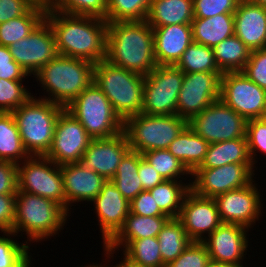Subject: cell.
Listing matches in <instances>:
<instances>
[{
  "mask_svg": "<svg viewBox=\"0 0 266 267\" xmlns=\"http://www.w3.org/2000/svg\"><path fill=\"white\" fill-rule=\"evenodd\" d=\"M45 19L55 35L59 55L96 64L106 59V20L55 11L47 6Z\"/></svg>",
  "mask_w": 266,
  "mask_h": 267,
  "instance_id": "obj_1",
  "label": "cell"
},
{
  "mask_svg": "<svg viewBox=\"0 0 266 267\" xmlns=\"http://www.w3.org/2000/svg\"><path fill=\"white\" fill-rule=\"evenodd\" d=\"M106 60L126 70L148 75L157 66L153 28L146 20L108 22Z\"/></svg>",
  "mask_w": 266,
  "mask_h": 267,
  "instance_id": "obj_2",
  "label": "cell"
},
{
  "mask_svg": "<svg viewBox=\"0 0 266 267\" xmlns=\"http://www.w3.org/2000/svg\"><path fill=\"white\" fill-rule=\"evenodd\" d=\"M32 77L37 83L39 81L38 85L43 88L40 90L47 95L43 94L38 98L66 108L93 83L94 64L84 59L58 54Z\"/></svg>",
  "mask_w": 266,
  "mask_h": 267,
  "instance_id": "obj_3",
  "label": "cell"
},
{
  "mask_svg": "<svg viewBox=\"0 0 266 267\" xmlns=\"http://www.w3.org/2000/svg\"><path fill=\"white\" fill-rule=\"evenodd\" d=\"M70 216L61 205L50 199L17 191L12 232L18 237L25 234L27 240L23 241L28 245L42 243L63 231Z\"/></svg>",
  "mask_w": 266,
  "mask_h": 267,
  "instance_id": "obj_4",
  "label": "cell"
},
{
  "mask_svg": "<svg viewBox=\"0 0 266 267\" xmlns=\"http://www.w3.org/2000/svg\"><path fill=\"white\" fill-rule=\"evenodd\" d=\"M145 76L111 64L106 59L94 64V81L124 122L142 113Z\"/></svg>",
  "mask_w": 266,
  "mask_h": 267,
  "instance_id": "obj_5",
  "label": "cell"
},
{
  "mask_svg": "<svg viewBox=\"0 0 266 267\" xmlns=\"http://www.w3.org/2000/svg\"><path fill=\"white\" fill-rule=\"evenodd\" d=\"M65 107L31 96L14 115L22 144L29 156H46L51 148L56 121Z\"/></svg>",
  "mask_w": 266,
  "mask_h": 267,
  "instance_id": "obj_6",
  "label": "cell"
},
{
  "mask_svg": "<svg viewBox=\"0 0 266 267\" xmlns=\"http://www.w3.org/2000/svg\"><path fill=\"white\" fill-rule=\"evenodd\" d=\"M188 125L178 115H148L139 113L123 123L131 150L140 154L150 150L167 149L174 139Z\"/></svg>",
  "mask_w": 266,
  "mask_h": 267,
  "instance_id": "obj_7",
  "label": "cell"
},
{
  "mask_svg": "<svg viewBox=\"0 0 266 267\" xmlns=\"http://www.w3.org/2000/svg\"><path fill=\"white\" fill-rule=\"evenodd\" d=\"M92 139L113 137L123 131V121L102 90L92 83L66 108Z\"/></svg>",
  "mask_w": 266,
  "mask_h": 267,
  "instance_id": "obj_8",
  "label": "cell"
},
{
  "mask_svg": "<svg viewBox=\"0 0 266 267\" xmlns=\"http://www.w3.org/2000/svg\"><path fill=\"white\" fill-rule=\"evenodd\" d=\"M17 191L50 199L65 209L61 165L46 156H29L17 164Z\"/></svg>",
  "mask_w": 266,
  "mask_h": 267,
  "instance_id": "obj_9",
  "label": "cell"
},
{
  "mask_svg": "<svg viewBox=\"0 0 266 267\" xmlns=\"http://www.w3.org/2000/svg\"><path fill=\"white\" fill-rule=\"evenodd\" d=\"M183 77L184 72L176 65H157L145 76L142 113L177 115Z\"/></svg>",
  "mask_w": 266,
  "mask_h": 267,
  "instance_id": "obj_10",
  "label": "cell"
},
{
  "mask_svg": "<svg viewBox=\"0 0 266 267\" xmlns=\"http://www.w3.org/2000/svg\"><path fill=\"white\" fill-rule=\"evenodd\" d=\"M247 120L221 99L188 121L189 127L209 144L246 137Z\"/></svg>",
  "mask_w": 266,
  "mask_h": 267,
  "instance_id": "obj_11",
  "label": "cell"
},
{
  "mask_svg": "<svg viewBox=\"0 0 266 267\" xmlns=\"http://www.w3.org/2000/svg\"><path fill=\"white\" fill-rule=\"evenodd\" d=\"M220 99L247 121L266 118V90L241 71L222 74Z\"/></svg>",
  "mask_w": 266,
  "mask_h": 267,
  "instance_id": "obj_12",
  "label": "cell"
},
{
  "mask_svg": "<svg viewBox=\"0 0 266 267\" xmlns=\"http://www.w3.org/2000/svg\"><path fill=\"white\" fill-rule=\"evenodd\" d=\"M253 163H230L216 168H197L191 174V190L198 196L214 198L245 187L256 179Z\"/></svg>",
  "mask_w": 266,
  "mask_h": 267,
  "instance_id": "obj_13",
  "label": "cell"
},
{
  "mask_svg": "<svg viewBox=\"0 0 266 267\" xmlns=\"http://www.w3.org/2000/svg\"><path fill=\"white\" fill-rule=\"evenodd\" d=\"M254 182L256 180L245 187L230 190L213 198L222 223L238 224L253 229L255 222L263 216L261 212L265 206L262 203L264 200L261 189H258V183Z\"/></svg>",
  "mask_w": 266,
  "mask_h": 267,
  "instance_id": "obj_14",
  "label": "cell"
},
{
  "mask_svg": "<svg viewBox=\"0 0 266 267\" xmlns=\"http://www.w3.org/2000/svg\"><path fill=\"white\" fill-rule=\"evenodd\" d=\"M8 48L13 60L31 77L58 55L55 35L45 18L26 38L12 43Z\"/></svg>",
  "mask_w": 266,
  "mask_h": 267,
  "instance_id": "obj_15",
  "label": "cell"
},
{
  "mask_svg": "<svg viewBox=\"0 0 266 267\" xmlns=\"http://www.w3.org/2000/svg\"><path fill=\"white\" fill-rule=\"evenodd\" d=\"M223 73H184L182 88L178 95L177 115L189 121L211 103L220 99Z\"/></svg>",
  "mask_w": 266,
  "mask_h": 267,
  "instance_id": "obj_16",
  "label": "cell"
},
{
  "mask_svg": "<svg viewBox=\"0 0 266 267\" xmlns=\"http://www.w3.org/2000/svg\"><path fill=\"white\" fill-rule=\"evenodd\" d=\"M91 140L82 124L64 109L56 121L53 142L46 157L57 165L80 162Z\"/></svg>",
  "mask_w": 266,
  "mask_h": 267,
  "instance_id": "obj_17",
  "label": "cell"
},
{
  "mask_svg": "<svg viewBox=\"0 0 266 267\" xmlns=\"http://www.w3.org/2000/svg\"><path fill=\"white\" fill-rule=\"evenodd\" d=\"M249 230L238 224L221 223L202 241L209 252L210 261L244 267L243 260L251 245Z\"/></svg>",
  "mask_w": 266,
  "mask_h": 267,
  "instance_id": "obj_18",
  "label": "cell"
},
{
  "mask_svg": "<svg viewBox=\"0 0 266 267\" xmlns=\"http://www.w3.org/2000/svg\"><path fill=\"white\" fill-rule=\"evenodd\" d=\"M178 219L192 241L202 242L222 222L215 200L196 195L190 190L183 199Z\"/></svg>",
  "mask_w": 266,
  "mask_h": 267,
  "instance_id": "obj_19",
  "label": "cell"
},
{
  "mask_svg": "<svg viewBox=\"0 0 266 267\" xmlns=\"http://www.w3.org/2000/svg\"><path fill=\"white\" fill-rule=\"evenodd\" d=\"M98 218L102 246H105L123 227L130 213V202L125 199L111 180H108L99 194L90 202Z\"/></svg>",
  "mask_w": 266,
  "mask_h": 267,
  "instance_id": "obj_20",
  "label": "cell"
},
{
  "mask_svg": "<svg viewBox=\"0 0 266 267\" xmlns=\"http://www.w3.org/2000/svg\"><path fill=\"white\" fill-rule=\"evenodd\" d=\"M130 150L124 131L109 138L92 139L80 163L90 170L111 180L124 155Z\"/></svg>",
  "mask_w": 266,
  "mask_h": 267,
  "instance_id": "obj_21",
  "label": "cell"
},
{
  "mask_svg": "<svg viewBox=\"0 0 266 267\" xmlns=\"http://www.w3.org/2000/svg\"><path fill=\"white\" fill-rule=\"evenodd\" d=\"M61 174L65 191V210L70 215L74 209L71 207H75L76 202L90 204L107 182L103 176L85 168L80 162L61 165Z\"/></svg>",
  "mask_w": 266,
  "mask_h": 267,
  "instance_id": "obj_22",
  "label": "cell"
},
{
  "mask_svg": "<svg viewBox=\"0 0 266 267\" xmlns=\"http://www.w3.org/2000/svg\"><path fill=\"white\" fill-rule=\"evenodd\" d=\"M169 219L168 216H141L130 212L123 227L105 246H102L105 258L102 260H106L103 262L111 263L114 254L116 255L120 249L122 251L132 240L157 237Z\"/></svg>",
  "mask_w": 266,
  "mask_h": 267,
  "instance_id": "obj_23",
  "label": "cell"
},
{
  "mask_svg": "<svg viewBox=\"0 0 266 267\" xmlns=\"http://www.w3.org/2000/svg\"><path fill=\"white\" fill-rule=\"evenodd\" d=\"M152 28L156 64L176 65L183 52L193 42L191 24H172Z\"/></svg>",
  "mask_w": 266,
  "mask_h": 267,
  "instance_id": "obj_24",
  "label": "cell"
},
{
  "mask_svg": "<svg viewBox=\"0 0 266 267\" xmlns=\"http://www.w3.org/2000/svg\"><path fill=\"white\" fill-rule=\"evenodd\" d=\"M234 35L251 51L266 48V9L241 0L234 12Z\"/></svg>",
  "mask_w": 266,
  "mask_h": 267,
  "instance_id": "obj_25",
  "label": "cell"
},
{
  "mask_svg": "<svg viewBox=\"0 0 266 267\" xmlns=\"http://www.w3.org/2000/svg\"><path fill=\"white\" fill-rule=\"evenodd\" d=\"M193 19V0H151L146 21L151 27H164L191 24Z\"/></svg>",
  "mask_w": 266,
  "mask_h": 267,
  "instance_id": "obj_26",
  "label": "cell"
},
{
  "mask_svg": "<svg viewBox=\"0 0 266 267\" xmlns=\"http://www.w3.org/2000/svg\"><path fill=\"white\" fill-rule=\"evenodd\" d=\"M209 143L187 125L167 150L192 174L203 163Z\"/></svg>",
  "mask_w": 266,
  "mask_h": 267,
  "instance_id": "obj_27",
  "label": "cell"
},
{
  "mask_svg": "<svg viewBox=\"0 0 266 267\" xmlns=\"http://www.w3.org/2000/svg\"><path fill=\"white\" fill-rule=\"evenodd\" d=\"M193 42L211 48L234 35V13L209 18H194L191 22Z\"/></svg>",
  "mask_w": 266,
  "mask_h": 267,
  "instance_id": "obj_28",
  "label": "cell"
},
{
  "mask_svg": "<svg viewBox=\"0 0 266 267\" xmlns=\"http://www.w3.org/2000/svg\"><path fill=\"white\" fill-rule=\"evenodd\" d=\"M47 1L39 0L26 14L0 24V45L9 47L26 38L45 18Z\"/></svg>",
  "mask_w": 266,
  "mask_h": 267,
  "instance_id": "obj_29",
  "label": "cell"
},
{
  "mask_svg": "<svg viewBox=\"0 0 266 267\" xmlns=\"http://www.w3.org/2000/svg\"><path fill=\"white\" fill-rule=\"evenodd\" d=\"M230 163H252L246 137L209 144L198 168H216Z\"/></svg>",
  "mask_w": 266,
  "mask_h": 267,
  "instance_id": "obj_30",
  "label": "cell"
},
{
  "mask_svg": "<svg viewBox=\"0 0 266 267\" xmlns=\"http://www.w3.org/2000/svg\"><path fill=\"white\" fill-rule=\"evenodd\" d=\"M189 182L183 180H164L148 191L154 197L159 209L169 218H178L183 199L191 190V179Z\"/></svg>",
  "mask_w": 266,
  "mask_h": 267,
  "instance_id": "obj_31",
  "label": "cell"
},
{
  "mask_svg": "<svg viewBox=\"0 0 266 267\" xmlns=\"http://www.w3.org/2000/svg\"><path fill=\"white\" fill-rule=\"evenodd\" d=\"M29 157L12 113H0V160L22 163Z\"/></svg>",
  "mask_w": 266,
  "mask_h": 267,
  "instance_id": "obj_32",
  "label": "cell"
},
{
  "mask_svg": "<svg viewBox=\"0 0 266 267\" xmlns=\"http://www.w3.org/2000/svg\"><path fill=\"white\" fill-rule=\"evenodd\" d=\"M139 153L129 150L117 167L112 183L122 196L131 202L140 192L144 191L138 176Z\"/></svg>",
  "mask_w": 266,
  "mask_h": 267,
  "instance_id": "obj_33",
  "label": "cell"
},
{
  "mask_svg": "<svg viewBox=\"0 0 266 267\" xmlns=\"http://www.w3.org/2000/svg\"><path fill=\"white\" fill-rule=\"evenodd\" d=\"M213 50L217 66L223 73L242 71L251 53L236 35L224 39Z\"/></svg>",
  "mask_w": 266,
  "mask_h": 267,
  "instance_id": "obj_34",
  "label": "cell"
},
{
  "mask_svg": "<svg viewBox=\"0 0 266 267\" xmlns=\"http://www.w3.org/2000/svg\"><path fill=\"white\" fill-rule=\"evenodd\" d=\"M162 261L175 260L192 242L178 218H170L157 235Z\"/></svg>",
  "mask_w": 266,
  "mask_h": 267,
  "instance_id": "obj_35",
  "label": "cell"
},
{
  "mask_svg": "<svg viewBox=\"0 0 266 267\" xmlns=\"http://www.w3.org/2000/svg\"><path fill=\"white\" fill-rule=\"evenodd\" d=\"M176 66L184 73H223L217 66L213 48L195 42L183 52Z\"/></svg>",
  "mask_w": 266,
  "mask_h": 267,
  "instance_id": "obj_36",
  "label": "cell"
},
{
  "mask_svg": "<svg viewBox=\"0 0 266 267\" xmlns=\"http://www.w3.org/2000/svg\"><path fill=\"white\" fill-rule=\"evenodd\" d=\"M128 260L144 267H166L157 237L132 240L122 251Z\"/></svg>",
  "mask_w": 266,
  "mask_h": 267,
  "instance_id": "obj_37",
  "label": "cell"
},
{
  "mask_svg": "<svg viewBox=\"0 0 266 267\" xmlns=\"http://www.w3.org/2000/svg\"><path fill=\"white\" fill-rule=\"evenodd\" d=\"M0 236V267H33V255L26 242H18L13 232H2ZM15 239V240H14ZM31 254V255H30ZM32 260V261H31Z\"/></svg>",
  "mask_w": 266,
  "mask_h": 267,
  "instance_id": "obj_38",
  "label": "cell"
},
{
  "mask_svg": "<svg viewBox=\"0 0 266 267\" xmlns=\"http://www.w3.org/2000/svg\"><path fill=\"white\" fill-rule=\"evenodd\" d=\"M142 156L158 171L164 180L183 179L186 182L188 177L191 179V173L167 149L150 150L144 152Z\"/></svg>",
  "mask_w": 266,
  "mask_h": 267,
  "instance_id": "obj_39",
  "label": "cell"
},
{
  "mask_svg": "<svg viewBox=\"0 0 266 267\" xmlns=\"http://www.w3.org/2000/svg\"><path fill=\"white\" fill-rule=\"evenodd\" d=\"M151 0H107V22L146 20Z\"/></svg>",
  "mask_w": 266,
  "mask_h": 267,
  "instance_id": "obj_40",
  "label": "cell"
},
{
  "mask_svg": "<svg viewBox=\"0 0 266 267\" xmlns=\"http://www.w3.org/2000/svg\"><path fill=\"white\" fill-rule=\"evenodd\" d=\"M50 9L107 20V0H46Z\"/></svg>",
  "mask_w": 266,
  "mask_h": 267,
  "instance_id": "obj_41",
  "label": "cell"
},
{
  "mask_svg": "<svg viewBox=\"0 0 266 267\" xmlns=\"http://www.w3.org/2000/svg\"><path fill=\"white\" fill-rule=\"evenodd\" d=\"M25 87L23 81L0 79V113H12L33 96Z\"/></svg>",
  "mask_w": 266,
  "mask_h": 267,
  "instance_id": "obj_42",
  "label": "cell"
},
{
  "mask_svg": "<svg viewBox=\"0 0 266 267\" xmlns=\"http://www.w3.org/2000/svg\"><path fill=\"white\" fill-rule=\"evenodd\" d=\"M246 138L248 144V152L251 161L257 170L256 159L260 153L266 155V118L251 119L247 122Z\"/></svg>",
  "mask_w": 266,
  "mask_h": 267,
  "instance_id": "obj_43",
  "label": "cell"
},
{
  "mask_svg": "<svg viewBox=\"0 0 266 267\" xmlns=\"http://www.w3.org/2000/svg\"><path fill=\"white\" fill-rule=\"evenodd\" d=\"M209 252L202 242L192 241L186 249L166 267H207Z\"/></svg>",
  "mask_w": 266,
  "mask_h": 267,
  "instance_id": "obj_44",
  "label": "cell"
},
{
  "mask_svg": "<svg viewBox=\"0 0 266 267\" xmlns=\"http://www.w3.org/2000/svg\"><path fill=\"white\" fill-rule=\"evenodd\" d=\"M241 0H193L194 18L234 13Z\"/></svg>",
  "mask_w": 266,
  "mask_h": 267,
  "instance_id": "obj_45",
  "label": "cell"
},
{
  "mask_svg": "<svg viewBox=\"0 0 266 267\" xmlns=\"http://www.w3.org/2000/svg\"><path fill=\"white\" fill-rule=\"evenodd\" d=\"M241 72L266 90V48L251 51L249 60Z\"/></svg>",
  "mask_w": 266,
  "mask_h": 267,
  "instance_id": "obj_46",
  "label": "cell"
},
{
  "mask_svg": "<svg viewBox=\"0 0 266 267\" xmlns=\"http://www.w3.org/2000/svg\"><path fill=\"white\" fill-rule=\"evenodd\" d=\"M28 77L26 71L13 60L9 48L0 45V79L25 81Z\"/></svg>",
  "mask_w": 266,
  "mask_h": 267,
  "instance_id": "obj_47",
  "label": "cell"
},
{
  "mask_svg": "<svg viewBox=\"0 0 266 267\" xmlns=\"http://www.w3.org/2000/svg\"><path fill=\"white\" fill-rule=\"evenodd\" d=\"M130 212L141 216H167L159 209L148 190L140 192L130 202Z\"/></svg>",
  "mask_w": 266,
  "mask_h": 267,
  "instance_id": "obj_48",
  "label": "cell"
},
{
  "mask_svg": "<svg viewBox=\"0 0 266 267\" xmlns=\"http://www.w3.org/2000/svg\"><path fill=\"white\" fill-rule=\"evenodd\" d=\"M39 0H0V24L26 14Z\"/></svg>",
  "mask_w": 266,
  "mask_h": 267,
  "instance_id": "obj_49",
  "label": "cell"
},
{
  "mask_svg": "<svg viewBox=\"0 0 266 267\" xmlns=\"http://www.w3.org/2000/svg\"><path fill=\"white\" fill-rule=\"evenodd\" d=\"M17 164L0 160V195H16Z\"/></svg>",
  "mask_w": 266,
  "mask_h": 267,
  "instance_id": "obj_50",
  "label": "cell"
},
{
  "mask_svg": "<svg viewBox=\"0 0 266 267\" xmlns=\"http://www.w3.org/2000/svg\"><path fill=\"white\" fill-rule=\"evenodd\" d=\"M16 195H0V233L12 232Z\"/></svg>",
  "mask_w": 266,
  "mask_h": 267,
  "instance_id": "obj_51",
  "label": "cell"
},
{
  "mask_svg": "<svg viewBox=\"0 0 266 267\" xmlns=\"http://www.w3.org/2000/svg\"><path fill=\"white\" fill-rule=\"evenodd\" d=\"M138 176L143 190H149L164 181L157 170L139 153Z\"/></svg>",
  "mask_w": 266,
  "mask_h": 267,
  "instance_id": "obj_52",
  "label": "cell"
},
{
  "mask_svg": "<svg viewBox=\"0 0 266 267\" xmlns=\"http://www.w3.org/2000/svg\"><path fill=\"white\" fill-rule=\"evenodd\" d=\"M123 259L119 262L117 261L116 265L118 267H144V266H141V265H138V264H135L133 263L132 261L128 260L124 255H122Z\"/></svg>",
  "mask_w": 266,
  "mask_h": 267,
  "instance_id": "obj_53",
  "label": "cell"
},
{
  "mask_svg": "<svg viewBox=\"0 0 266 267\" xmlns=\"http://www.w3.org/2000/svg\"><path fill=\"white\" fill-rule=\"evenodd\" d=\"M207 267H240V266L229 264V263H218V262L210 261Z\"/></svg>",
  "mask_w": 266,
  "mask_h": 267,
  "instance_id": "obj_54",
  "label": "cell"
},
{
  "mask_svg": "<svg viewBox=\"0 0 266 267\" xmlns=\"http://www.w3.org/2000/svg\"><path fill=\"white\" fill-rule=\"evenodd\" d=\"M245 1L254 5L262 6L263 8L266 9V0H245Z\"/></svg>",
  "mask_w": 266,
  "mask_h": 267,
  "instance_id": "obj_55",
  "label": "cell"
},
{
  "mask_svg": "<svg viewBox=\"0 0 266 267\" xmlns=\"http://www.w3.org/2000/svg\"><path fill=\"white\" fill-rule=\"evenodd\" d=\"M90 265H91L92 267H109V266H110V267H118L116 264H114V266H113V264H111V265L109 264V266H107L105 263L102 264V262H101V264H100V263L98 264V263H94V262H93V263L90 264Z\"/></svg>",
  "mask_w": 266,
  "mask_h": 267,
  "instance_id": "obj_56",
  "label": "cell"
},
{
  "mask_svg": "<svg viewBox=\"0 0 266 267\" xmlns=\"http://www.w3.org/2000/svg\"><path fill=\"white\" fill-rule=\"evenodd\" d=\"M77 267H79V266H77ZM80 267H92L91 265H90V263L86 266V265H81Z\"/></svg>",
  "mask_w": 266,
  "mask_h": 267,
  "instance_id": "obj_57",
  "label": "cell"
}]
</instances>
